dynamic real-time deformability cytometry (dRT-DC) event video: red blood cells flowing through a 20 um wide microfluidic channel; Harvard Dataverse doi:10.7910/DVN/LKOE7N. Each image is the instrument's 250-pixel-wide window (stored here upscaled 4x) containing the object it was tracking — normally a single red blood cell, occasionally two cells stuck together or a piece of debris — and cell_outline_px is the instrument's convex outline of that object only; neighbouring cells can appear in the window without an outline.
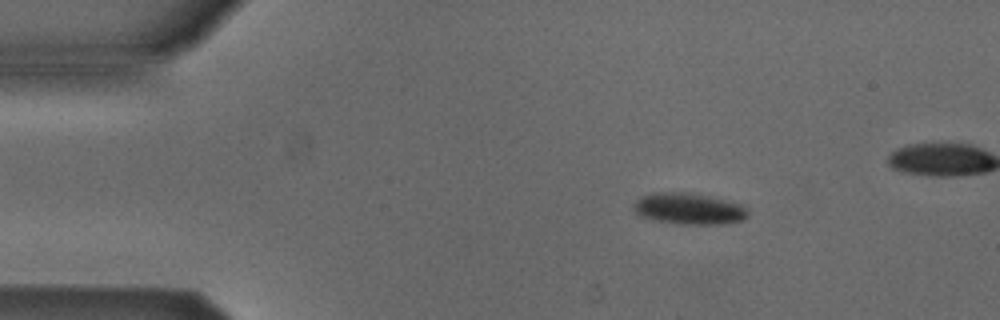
{"species": "Egyptian fruit bat (a non-hibernating species)", "species_latin": "Rousettus aegyptiacus", "temperature_condition": "cold", "stored_images_in_passage": 48, "camera_frame_rate_fps": 3000, "um_per_image_px": 0.085, "animal": {"sex": "male"}, "frame": {"image": 1, "passage_image": 8, "time_ms": 2.333, "image_size_px": [1000, 320], "cell_outline_px": [[748, 216], [740, 220], [720, 224], [676, 224], [652, 220], [640, 216], [632, 208], [636, 200], [640, 196], [652, 192], [688, 192], [708, 196], [740, 204], [748, 212]], "centroid_in_image_um": [58.47, 17.74], "position_along_channel_um": 26.5, "area_um2": 20.87}}
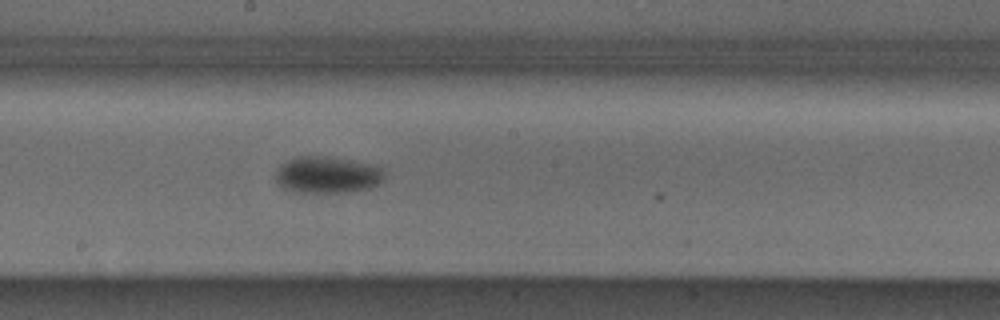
{"frame": {"image": 2, "passage_image": 28, "time_ms": 9.0, "image_size_px": [1000, 320], "cell_outline_px": [[384, 180], [380, 184], [368, 188], [348, 192], [292, 192], [284, 188], [276, 180], [276, 172], [280, 164], [296, 156], [320, 156], [352, 160], [368, 164], [380, 168], [384, 172]], "centroid_in_image_um": [27.81, 14.86], "position_along_channel_um": 220.4, "area_um2": 23.18}}
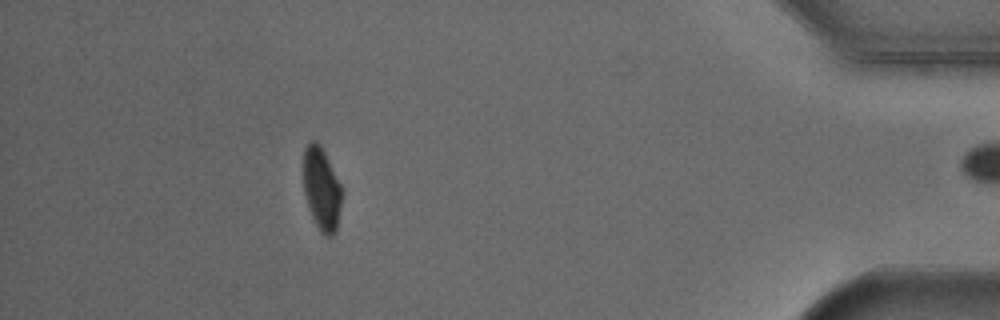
{"frame": {"image": 3, "passage_image": 47, "time_ms": 15.333, "image_size_px": [1000, 320], "cell_outline_px": [[344, 192], [336, 228], [332, 236], [328, 236], [320, 232], [312, 216], [304, 192], [304, 148], [312, 140], [316, 140], [320, 144], [344, 188]], "centroid_in_image_um": [27.37, 16.03], "position_along_channel_um": 407.8, "area_um2": 18.67}, "authors_computed_cell_mechanics": {"area_um2": 21.2704, "velocity_mm_per_s": 3.8531, "shape_relaxation_time_tau1_ms": 5.3, "shape_relaxation_time_tau2_ms": null, "deformation_change_tau1": 0.0956, "deformation_change_tau2": null}}